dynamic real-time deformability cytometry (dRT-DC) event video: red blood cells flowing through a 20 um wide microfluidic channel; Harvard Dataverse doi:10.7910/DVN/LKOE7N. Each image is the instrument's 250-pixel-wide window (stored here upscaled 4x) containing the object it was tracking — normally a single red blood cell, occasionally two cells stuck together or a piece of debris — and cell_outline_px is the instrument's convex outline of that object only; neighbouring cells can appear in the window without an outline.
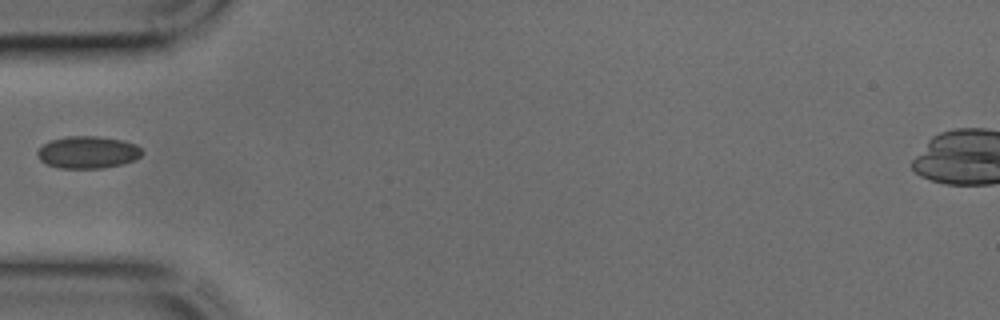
{"species": "common noctule bat (a hibernating species)", "species_latin": "Nyctalus noctula", "temperature_condition": "cold", "stored_images_in_passage": 5, "camera_frame_rate_fps": 3000, "um_per_image_px": 0.085, "animal": {"sex": "male", "body_mass_g": 17.9, "forearm_length_mm": 54.2}, "frame": {"image": 1, "passage_image": 1, "time_ms": 0.0, "image_size_px": [1000, 320], "cell_outline_px": [[144, 152], [136, 160], [124, 164], [104, 168], [60, 168], [44, 164], [40, 160], [36, 152], [44, 144], [52, 140], [68, 136], [96, 136], [124, 140], [136, 144]], "centroid_in_image_um": [7.49, 12.95], "position_along_channel_um": 77.5, "area_um2": 19.83}}